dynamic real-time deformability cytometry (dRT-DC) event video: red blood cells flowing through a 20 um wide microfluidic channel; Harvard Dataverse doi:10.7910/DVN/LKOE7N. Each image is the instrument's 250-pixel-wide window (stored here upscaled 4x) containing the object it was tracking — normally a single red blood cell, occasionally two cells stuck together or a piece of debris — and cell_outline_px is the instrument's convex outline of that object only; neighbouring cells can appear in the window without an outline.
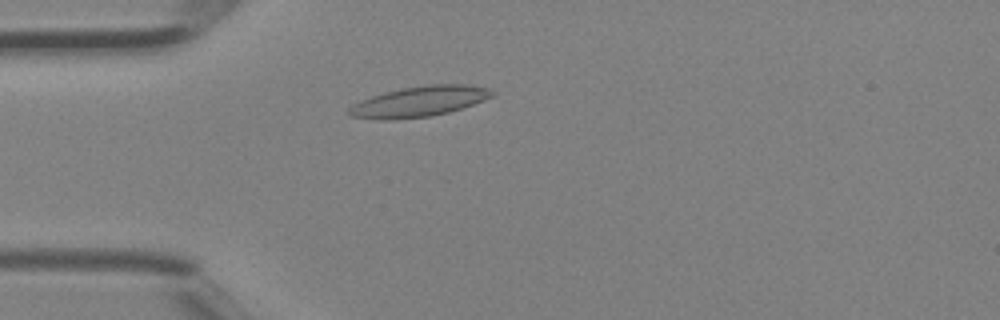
{"species": "Egyptian fruit bat (a non-hibernating species)", "species_latin": "Rousettus aegyptiacus", "temperature_condition": "room temperature", "stored_images_in_passage": 38, "camera_frame_rate_fps": 3000, "um_per_image_px": 0.085, "animal": {"sex": "female"}, "frame": {"image": 1, "passage_image": 8, "time_ms": 2.333, "image_size_px": [1000, 320], "cell_outline_px": [[496, 92], [492, 96], [484, 100], [448, 112], [432, 116], [392, 120], [380, 120], [352, 116], [348, 112], [348, 108], [352, 104], [360, 100], [384, 92], [404, 88], [428, 84], [472, 84]], "centroid_in_image_um": [35.61, 8.63], "position_along_channel_um": 49.4, "area_um2": 25.32}}
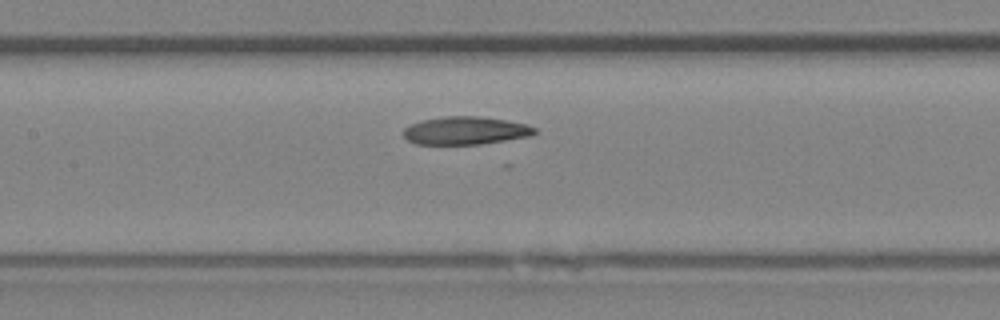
{"frame": {"image": 2, "passage_image": 16, "time_ms": 5.0, "image_size_px": [1000, 320], "cell_outline_px": [[536, 132], [528, 136], [480, 144], [416, 144], [408, 140], [404, 136], [404, 128], [408, 124], [424, 120], [444, 116], [480, 116], [508, 120], [528, 124], [536, 128]], "centroid_in_image_um": [39.56, 11.09], "position_along_channel_um": 167.8, "area_um2": 21.33}}
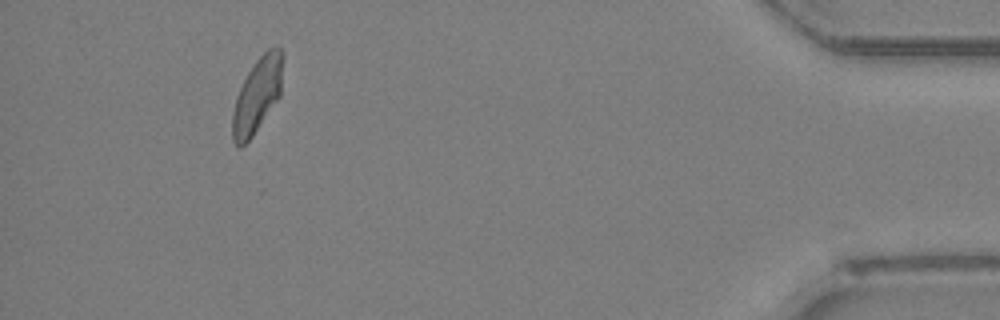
{"frame": {"image": 3, "passage_image": 35, "time_ms": 11.333, "image_size_px": [1000, 320], "cell_outline_px": [[284, 56], [280, 96], [252, 136], [240, 148], [232, 140], [232, 112], [236, 96], [248, 72], [256, 60], [268, 48], [280, 48], [284, 52]], "centroid_in_image_um": [21.87, 8.07], "position_along_channel_um": 413.3, "area_um2": 21.91}}